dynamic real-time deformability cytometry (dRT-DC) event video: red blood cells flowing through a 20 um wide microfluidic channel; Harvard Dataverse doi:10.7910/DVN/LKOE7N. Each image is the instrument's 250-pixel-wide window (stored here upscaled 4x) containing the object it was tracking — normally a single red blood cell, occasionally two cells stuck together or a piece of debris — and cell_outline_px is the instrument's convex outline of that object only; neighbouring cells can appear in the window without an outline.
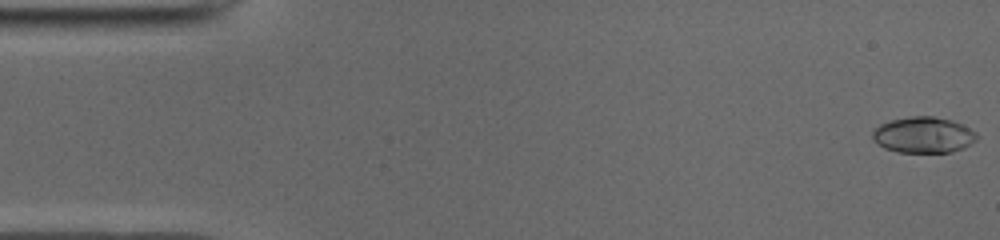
{"species": "common noctule bat (a hibernating species)", "species_latin": "Nyctalus noctula", "temperature_condition": "cold", "stored_images_in_passage": 51, "camera_frame_rate_fps": 3000, "um_per_image_px": 0.085, "animal": {"sex": "male", "body_mass_g": 19.0, "forearm_length_mm": 50.8}, "frame": {"image": 1, "passage_image": 1, "time_ms": 0.0, "image_size_px": [1000, 240], "cell_outline_px": [[980, 136], [976, 140], [964, 148], [952, 152], [896, 152], [884, 148], [876, 144], [872, 140], [872, 132], [880, 124], [892, 120], [912, 116], [932, 116], [952, 120], [976, 132]], "centroid_in_image_um": [78.48, 11.48], "position_along_channel_um": 6.5, "area_um2": 21.96}}
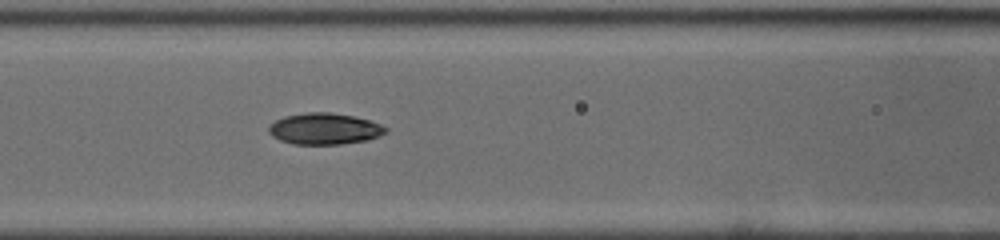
{"frame": {"image": 2, "passage_image": 21, "time_ms": 6.667, "image_size_px": [1000, 240], "cell_outline_px": [[388, 132], [380, 136], [368, 140], [340, 144], [292, 144], [280, 140], [272, 136], [268, 132], [268, 128], [276, 120], [284, 116], [308, 112], [328, 112], [352, 116], [368, 120], [380, 124], [388, 128]], "centroid_in_image_um": [27.59, 10.95], "position_along_channel_um": 139.0, "area_um2": 21.33}}
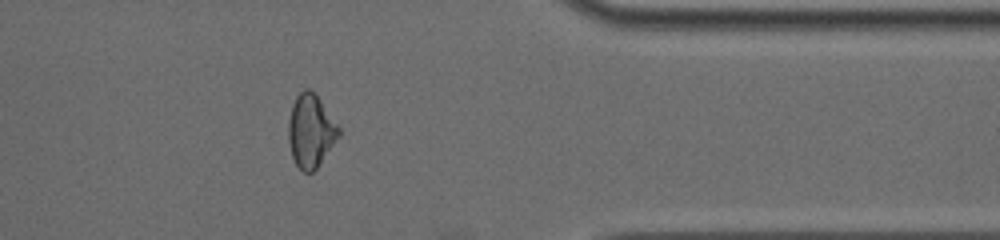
{"frame": {"image": 3, "passage_image": 41, "time_ms": 13.333, "image_size_px": [1000, 240], "cell_outline_px": [[340, 136], [316, 168], [312, 172], [304, 172], [296, 164], [292, 156], [288, 140], [288, 120], [292, 104], [296, 96], [304, 88], [308, 88], [320, 100], [340, 128]], "centroid_in_image_um": [26.4, 11.12], "position_along_channel_um": 385.0, "area_um2": 21.21}, "authors_computed_cell_mechanics": {"area_um2": 21.3282, "velocity_mm_per_s": 3.9549, "shape_relaxation_time_tau1_ms": 4.0563, "shape_relaxation_time_tau2_ms": 4.2078, "deformation_change_tau1": 0.158, "deformation_change_tau2": 0.081}}